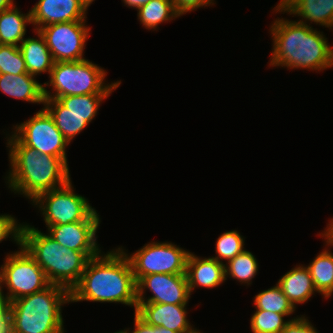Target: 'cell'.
<instances>
[{
    "mask_svg": "<svg viewBox=\"0 0 333 333\" xmlns=\"http://www.w3.org/2000/svg\"><path fill=\"white\" fill-rule=\"evenodd\" d=\"M137 17L145 29L158 31L160 24L181 16L177 13L173 0H150L137 10Z\"/></svg>",
    "mask_w": 333,
    "mask_h": 333,
    "instance_id": "cb8c5ba5",
    "label": "cell"
},
{
    "mask_svg": "<svg viewBox=\"0 0 333 333\" xmlns=\"http://www.w3.org/2000/svg\"><path fill=\"white\" fill-rule=\"evenodd\" d=\"M259 271V263L255 255L247 249L236 255L225 264V280L231 278L241 285L251 286L252 280Z\"/></svg>",
    "mask_w": 333,
    "mask_h": 333,
    "instance_id": "d4e9b609",
    "label": "cell"
},
{
    "mask_svg": "<svg viewBox=\"0 0 333 333\" xmlns=\"http://www.w3.org/2000/svg\"><path fill=\"white\" fill-rule=\"evenodd\" d=\"M157 333H179V332L166 329L165 327L162 326H157Z\"/></svg>",
    "mask_w": 333,
    "mask_h": 333,
    "instance_id": "f35d334b",
    "label": "cell"
},
{
    "mask_svg": "<svg viewBox=\"0 0 333 333\" xmlns=\"http://www.w3.org/2000/svg\"><path fill=\"white\" fill-rule=\"evenodd\" d=\"M89 7L95 0H82Z\"/></svg>",
    "mask_w": 333,
    "mask_h": 333,
    "instance_id": "ab89813d",
    "label": "cell"
},
{
    "mask_svg": "<svg viewBox=\"0 0 333 333\" xmlns=\"http://www.w3.org/2000/svg\"><path fill=\"white\" fill-rule=\"evenodd\" d=\"M136 283L137 303L188 305L191 299L186 274H151ZM147 289L151 296H146Z\"/></svg>",
    "mask_w": 333,
    "mask_h": 333,
    "instance_id": "7c38bea8",
    "label": "cell"
},
{
    "mask_svg": "<svg viewBox=\"0 0 333 333\" xmlns=\"http://www.w3.org/2000/svg\"><path fill=\"white\" fill-rule=\"evenodd\" d=\"M49 285L44 270L21 245L6 254L0 265V299L6 304ZM5 288L7 292L3 291Z\"/></svg>",
    "mask_w": 333,
    "mask_h": 333,
    "instance_id": "52a82bcc",
    "label": "cell"
},
{
    "mask_svg": "<svg viewBox=\"0 0 333 333\" xmlns=\"http://www.w3.org/2000/svg\"><path fill=\"white\" fill-rule=\"evenodd\" d=\"M128 257L136 282L151 274H186L190 251L172 242L151 241L134 253L119 246Z\"/></svg>",
    "mask_w": 333,
    "mask_h": 333,
    "instance_id": "9c48e42d",
    "label": "cell"
},
{
    "mask_svg": "<svg viewBox=\"0 0 333 333\" xmlns=\"http://www.w3.org/2000/svg\"><path fill=\"white\" fill-rule=\"evenodd\" d=\"M89 7L82 0H41L30 9L33 30L54 23L86 21Z\"/></svg>",
    "mask_w": 333,
    "mask_h": 333,
    "instance_id": "4fadbf2b",
    "label": "cell"
},
{
    "mask_svg": "<svg viewBox=\"0 0 333 333\" xmlns=\"http://www.w3.org/2000/svg\"><path fill=\"white\" fill-rule=\"evenodd\" d=\"M0 333H10L7 304L0 299Z\"/></svg>",
    "mask_w": 333,
    "mask_h": 333,
    "instance_id": "e575fe53",
    "label": "cell"
},
{
    "mask_svg": "<svg viewBox=\"0 0 333 333\" xmlns=\"http://www.w3.org/2000/svg\"><path fill=\"white\" fill-rule=\"evenodd\" d=\"M33 32L36 37H26L19 45L27 72L36 77L42 73L50 75L54 64L51 52L40 31L33 30Z\"/></svg>",
    "mask_w": 333,
    "mask_h": 333,
    "instance_id": "ffe728a7",
    "label": "cell"
},
{
    "mask_svg": "<svg viewBox=\"0 0 333 333\" xmlns=\"http://www.w3.org/2000/svg\"><path fill=\"white\" fill-rule=\"evenodd\" d=\"M28 73L19 46L0 45V74Z\"/></svg>",
    "mask_w": 333,
    "mask_h": 333,
    "instance_id": "f546056e",
    "label": "cell"
},
{
    "mask_svg": "<svg viewBox=\"0 0 333 333\" xmlns=\"http://www.w3.org/2000/svg\"><path fill=\"white\" fill-rule=\"evenodd\" d=\"M269 26L272 40L270 67L321 72L333 68V46L324 32L296 20L274 18Z\"/></svg>",
    "mask_w": 333,
    "mask_h": 333,
    "instance_id": "7a4b0ae2",
    "label": "cell"
},
{
    "mask_svg": "<svg viewBox=\"0 0 333 333\" xmlns=\"http://www.w3.org/2000/svg\"><path fill=\"white\" fill-rule=\"evenodd\" d=\"M255 310H265L279 314H294L296 308L283 294L281 287L276 283L274 286L259 291L253 298Z\"/></svg>",
    "mask_w": 333,
    "mask_h": 333,
    "instance_id": "484cf974",
    "label": "cell"
},
{
    "mask_svg": "<svg viewBox=\"0 0 333 333\" xmlns=\"http://www.w3.org/2000/svg\"><path fill=\"white\" fill-rule=\"evenodd\" d=\"M20 245L44 270L50 284L71 290L79 283L90 258L100 252H81L62 246L46 232L23 222Z\"/></svg>",
    "mask_w": 333,
    "mask_h": 333,
    "instance_id": "277c9868",
    "label": "cell"
},
{
    "mask_svg": "<svg viewBox=\"0 0 333 333\" xmlns=\"http://www.w3.org/2000/svg\"><path fill=\"white\" fill-rule=\"evenodd\" d=\"M110 95L86 94L59 97L57 100L73 114L88 115V123L90 124L97 116L103 100L107 99Z\"/></svg>",
    "mask_w": 333,
    "mask_h": 333,
    "instance_id": "4316f807",
    "label": "cell"
},
{
    "mask_svg": "<svg viewBox=\"0 0 333 333\" xmlns=\"http://www.w3.org/2000/svg\"><path fill=\"white\" fill-rule=\"evenodd\" d=\"M186 276L191 295L198 287L214 289L226 282L225 265L211 257L197 256L194 252H190Z\"/></svg>",
    "mask_w": 333,
    "mask_h": 333,
    "instance_id": "e0dca14e",
    "label": "cell"
},
{
    "mask_svg": "<svg viewBox=\"0 0 333 333\" xmlns=\"http://www.w3.org/2000/svg\"><path fill=\"white\" fill-rule=\"evenodd\" d=\"M11 130L25 146L35 148L42 154L59 157L69 163L67 148L70 144L43 107L28 120L13 125Z\"/></svg>",
    "mask_w": 333,
    "mask_h": 333,
    "instance_id": "30bf717a",
    "label": "cell"
},
{
    "mask_svg": "<svg viewBox=\"0 0 333 333\" xmlns=\"http://www.w3.org/2000/svg\"><path fill=\"white\" fill-rule=\"evenodd\" d=\"M86 22L88 21L54 23L39 30L46 40L54 62L86 59L84 49L91 33V28Z\"/></svg>",
    "mask_w": 333,
    "mask_h": 333,
    "instance_id": "8fae6325",
    "label": "cell"
},
{
    "mask_svg": "<svg viewBox=\"0 0 333 333\" xmlns=\"http://www.w3.org/2000/svg\"><path fill=\"white\" fill-rule=\"evenodd\" d=\"M109 250L89 259L79 283L70 292L71 303H121L135 312L137 283L131 263L119 246Z\"/></svg>",
    "mask_w": 333,
    "mask_h": 333,
    "instance_id": "6da1fadb",
    "label": "cell"
},
{
    "mask_svg": "<svg viewBox=\"0 0 333 333\" xmlns=\"http://www.w3.org/2000/svg\"><path fill=\"white\" fill-rule=\"evenodd\" d=\"M107 71L89 59L72 62H54L43 83L44 99L86 94H112L121 85V80L106 81ZM51 87V90L48 88Z\"/></svg>",
    "mask_w": 333,
    "mask_h": 333,
    "instance_id": "8992f818",
    "label": "cell"
},
{
    "mask_svg": "<svg viewBox=\"0 0 333 333\" xmlns=\"http://www.w3.org/2000/svg\"><path fill=\"white\" fill-rule=\"evenodd\" d=\"M5 134L9 170L4 180L14 195H22L32 202L39 194L60 188L71 180L69 164L64 159L25 146L12 132Z\"/></svg>",
    "mask_w": 333,
    "mask_h": 333,
    "instance_id": "3957f363",
    "label": "cell"
},
{
    "mask_svg": "<svg viewBox=\"0 0 333 333\" xmlns=\"http://www.w3.org/2000/svg\"><path fill=\"white\" fill-rule=\"evenodd\" d=\"M191 333H203V332H201V330H199V329H195L193 332H191Z\"/></svg>",
    "mask_w": 333,
    "mask_h": 333,
    "instance_id": "60d3db41",
    "label": "cell"
},
{
    "mask_svg": "<svg viewBox=\"0 0 333 333\" xmlns=\"http://www.w3.org/2000/svg\"><path fill=\"white\" fill-rule=\"evenodd\" d=\"M133 329V330H132ZM125 328L118 333H157V326L150 325L134 312V328Z\"/></svg>",
    "mask_w": 333,
    "mask_h": 333,
    "instance_id": "836d02e7",
    "label": "cell"
},
{
    "mask_svg": "<svg viewBox=\"0 0 333 333\" xmlns=\"http://www.w3.org/2000/svg\"><path fill=\"white\" fill-rule=\"evenodd\" d=\"M121 1L122 3H124L123 6L133 8L137 11L140 7L147 4L150 0H121Z\"/></svg>",
    "mask_w": 333,
    "mask_h": 333,
    "instance_id": "8d00e7d4",
    "label": "cell"
},
{
    "mask_svg": "<svg viewBox=\"0 0 333 333\" xmlns=\"http://www.w3.org/2000/svg\"><path fill=\"white\" fill-rule=\"evenodd\" d=\"M187 306L189 305L137 303L135 313L150 325L162 326L179 333H191L196 328L188 319Z\"/></svg>",
    "mask_w": 333,
    "mask_h": 333,
    "instance_id": "9a60e30c",
    "label": "cell"
},
{
    "mask_svg": "<svg viewBox=\"0 0 333 333\" xmlns=\"http://www.w3.org/2000/svg\"><path fill=\"white\" fill-rule=\"evenodd\" d=\"M273 9V14L287 13L307 26L314 23L333 31V0H280Z\"/></svg>",
    "mask_w": 333,
    "mask_h": 333,
    "instance_id": "2e32d148",
    "label": "cell"
},
{
    "mask_svg": "<svg viewBox=\"0 0 333 333\" xmlns=\"http://www.w3.org/2000/svg\"><path fill=\"white\" fill-rule=\"evenodd\" d=\"M317 236L324 239V249L316 257L305 265L311 274L314 288L322 298L329 299L333 296V253L332 245L320 232Z\"/></svg>",
    "mask_w": 333,
    "mask_h": 333,
    "instance_id": "44dd1931",
    "label": "cell"
},
{
    "mask_svg": "<svg viewBox=\"0 0 333 333\" xmlns=\"http://www.w3.org/2000/svg\"><path fill=\"white\" fill-rule=\"evenodd\" d=\"M15 4L14 0H0V12L13 7Z\"/></svg>",
    "mask_w": 333,
    "mask_h": 333,
    "instance_id": "74e56055",
    "label": "cell"
},
{
    "mask_svg": "<svg viewBox=\"0 0 333 333\" xmlns=\"http://www.w3.org/2000/svg\"><path fill=\"white\" fill-rule=\"evenodd\" d=\"M43 106L69 144L89 125L88 115L69 112L57 99H44Z\"/></svg>",
    "mask_w": 333,
    "mask_h": 333,
    "instance_id": "7402d4cb",
    "label": "cell"
},
{
    "mask_svg": "<svg viewBox=\"0 0 333 333\" xmlns=\"http://www.w3.org/2000/svg\"><path fill=\"white\" fill-rule=\"evenodd\" d=\"M31 23V11L23 13L15 4L0 12V41L2 45L19 46L25 39L27 25Z\"/></svg>",
    "mask_w": 333,
    "mask_h": 333,
    "instance_id": "603a6c76",
    "label": "cell"
},
{
    "mask_svg": "<svg viewBox=\"0 0 333 333\" xmlns=\"http://www.w3.org/2000/svg\"><path fill=\"white\" fill-rule=\"evenodd\" d=\"M280 333H319V331L304 314L290 320Z\"/></svg>",
    "mask_w": 333,
    "mask_h": 333,
    "instance_id": "1f68e13d",
    "label": "cell"
},
{
    "mask_svg": "<svg viewBox=\"0 0 333 333\" xmlns=\"http://www.w3.org/2000/svg\"><path fill=\"white\" fill-rule=\"evenodd\" d=\"M36 78L29 73L0 74V91L12 99L43 105V83L38 82Z\"/></svg>",
    "mask_w": 333,
    "mask_h": 333,
    "instance_id": "d6986e66",
    "label": "cell"
},
{
    "mask_svg": "<svg viewBox=\"0 0 333 333\" xmlns=\"http://www.w3.org/2000/svg\"><path fill=\"white\" fill-rule=\"evenodd\" d=\"M30 204L40 211L47 228L78 221H101L88 198L75 192L72 180L60 188L39 194Z\"/></svg>",
    "mask_w": 333,
    "mask_h": 333,
    "instance_id": "ba28073f",
    "label": "cell"
},
{
    "mask_svg": "<svg viewBox=\"0 0 333 333\" xmlns=\"http://www.w3.org/2000/svg\"><path fill=\"white\" fill-rule=\"evenodd\" d=\"M293 314H279L265 310H256L250 318V329L253 333H280L286 324L298 317H291ZM290 316L287 319L285 317Z\"/></svg>",
    "mask_w": 333,
    "mask_h": 333,
    "instance_id": "f1b7e54d",
    "label": "cell"
},
{
    "mask_svg": "<svg viewBox=\"0 0 333 333\" xmlns=\"http://www.w3.org/2000/svg\"><path fill=\"white\" fill-rule=\"evenodd\" d=\"M277 284L296 309L299 304L307 303L310 298L316 296L315 293L317 294L305 264H296L279 278Z\"/></svg>",
    "mask_w": 333,
    "mask_h": 333,
    "instance_id": "ac0fdd59",
    "label": "cell"
},
{
    "mask_svg": "<svg viewBox=\"0 0 333 333\" xmlns=\"http://www.w3.org/2000/svg\"><path fill=\"white\" fill-rule=\"evenodd\" d=\"M324 238H326L333 247V217L328 220L326 228L320 233Z\"/></svg>",
    "mask_w": 333,
    "mask_h": 333,
    "instance_id": "d590c367",
    "label": "cell"
},
{
    "mask_svg": "<svg viewBox=\"0 0 333 333\" xmlns=\"http://www.w3.org/2000/svg\"><path fill=\"white\" fill-rule=\"evenodd\" d=\"M101 221H78L46 228L47 234L62 246L81 252H101L97 231Z\"/></svg>",
    "mask_w": 333,
    "mask_h": 333,
    "instance_id": "5bb4252c",
    "label": "cell"
},
{
    "mask_svg": "<svg viewBox=\"0 0 333 333\" xmlns=\"http://www.w3.org/2000/svg\"><path fill=\"white\" fill-rule=\"evenodd\" d=\"M69 303L70 291L55 284L7 303L10 333L67 332L62 307Z\"/></svg>",
    "mask_w": 333,
    "mask_h": 333,
    "instance_id": "5b68a950",
    "label": "cell"
},
{
    "mask_svg": "<svg viewBox=\"0 0 333 333\" xmlns=\"http://www.w3.org/2000/svg\"><path fill=\"white\" fill-rule=\"evenodd\" d=\"M14 215L0 214V243L8 238L20 246L21 227L23 223L18 222Z\"/></svg>",
    "mask_w": 333,
    "mask_h": 333,
    "instance_id": "4dcf8cb0",
    "label": "cell"
},
{
    "mask_svg": "<svg viewBox=\"0 0 333 333\" xmlns=\"http://www.w3.org/2000/svg\"><path fill=\"white\" fill-rule=\"evenodd\" d=\"M245 238L238 230L223 232L215 242V256L210 257L225 265L245 249Z\"/></svg>",
    "mask_w": 333,
    "mask_h": 333,
    "instance_id": "83f0119b",
    "label": "cell"
},
{
    "mask_svg": "<svg viewBox=\"0 0 333 333\" xmlns=\"http://www.w3.org/2000/svg\"><path fill=\"white\" fill-rule=\"evenodd\" d=\"M175 9L180 16L200 8L214 6L215 0H173Z\"/></svg>",
    "mask_w": 333,
    "mask_h": 333,
    "instance_id": "d6a6232c",
    "label": "cell"
}]
</instances>
